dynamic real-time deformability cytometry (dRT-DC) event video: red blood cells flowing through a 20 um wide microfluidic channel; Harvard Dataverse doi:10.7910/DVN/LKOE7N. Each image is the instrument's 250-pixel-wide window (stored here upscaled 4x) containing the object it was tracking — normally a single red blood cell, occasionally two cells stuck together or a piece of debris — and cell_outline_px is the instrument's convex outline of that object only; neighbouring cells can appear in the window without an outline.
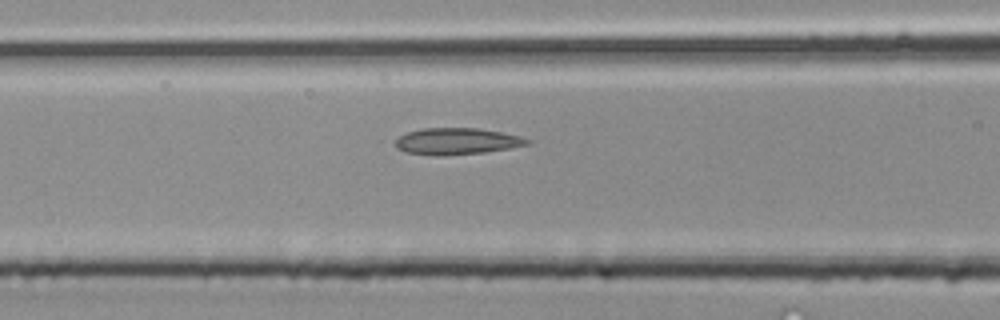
{"species": "common noctule bat (a hibernating species)", "species_latin": "Nyctalus noctula", "temperature_condition": "room temperature", "stored_images_in_passage": 22, "camera_frame_rate_fps": 3000, "um_per_image_px": 0.085, "animal": {"sex": "male", "body_mass_g": 20.4}, "frame": {"image": 1, "passage_image": 5, "time_ms": 1.333, "image_size_px": [1000, 320], "cell_outline_px": [[532, 144], [484, 152], [440, 156], [404, 152], [396, 148], [396, 140], [400, 136], [408, 132], [424, 128], [476, 128], [500, 132], [520, 136], [532, 140]], "centroid_in_image_um": [38.84, 12.01], "position_along_channel_um": 127.8, "area_um2": 20.29}}
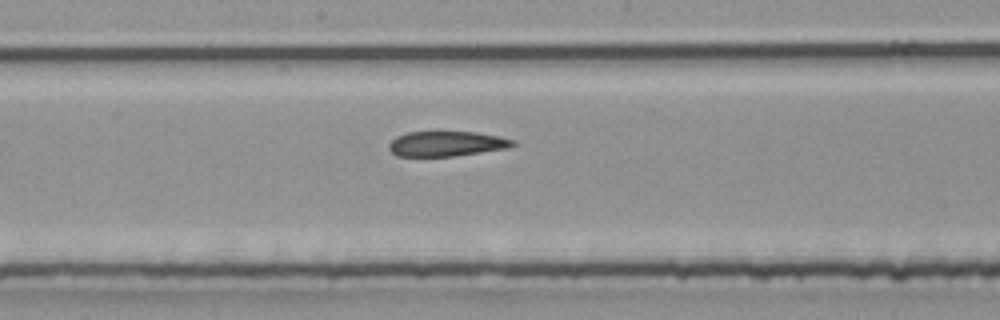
{"frame": {"image": 2, "passage_image": 10, "time_ms": 3.0, "image_size_px": [1000, 320], "cell_outline_px": [[516, 144], [508, 148], [452, 156], [396, 156], [388, 148], [388, 144], [396, 136], [408, 132], [476, 132], [500, 136], [516, 140]], "centroid_in_image_um": [37.96, 12.21], "position_along_channel_um": 210.2, "area_um2": 18.09}}
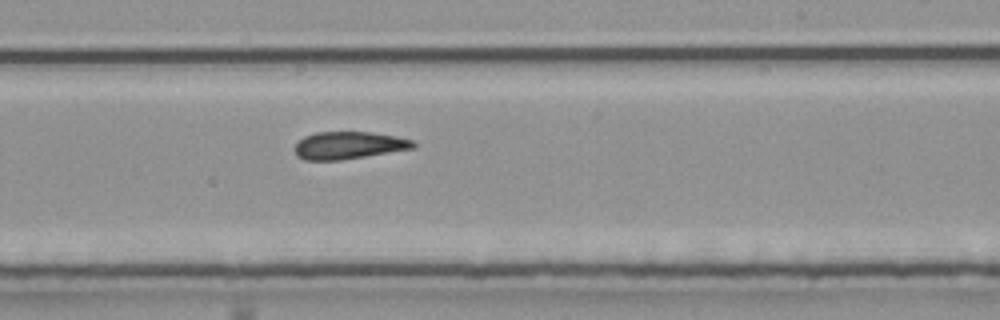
{"frame": {"image": 3, "passage_image": 13, "time_ms": 4.0, "image_size_px": [1000, 320], "cell_outline_px": [[416, 148], [340, 160], [304, 160], [296, 156], [292, 148], [304, 136], [316, 132], [372, 132], [396, 136], [416, 140]], "centroid_in_image_um": [29.64, 12.35], "position_along_channel_um": 259.4, "area_um2": 19.19}}